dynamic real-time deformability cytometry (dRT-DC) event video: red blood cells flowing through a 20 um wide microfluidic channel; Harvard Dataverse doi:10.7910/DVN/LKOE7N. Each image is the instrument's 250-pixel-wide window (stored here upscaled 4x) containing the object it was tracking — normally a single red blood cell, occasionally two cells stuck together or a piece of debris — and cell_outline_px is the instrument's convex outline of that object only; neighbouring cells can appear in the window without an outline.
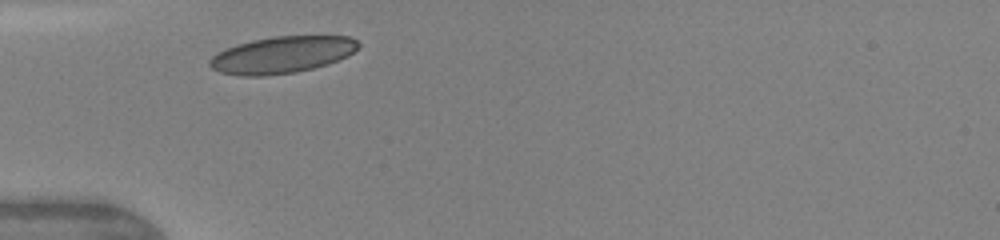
{"species": "human", "species_latin": "Homo sapiens", "temperature_condition": "warm", "stored_images_in_passage": 2, "camera_frame_rate_fps": 3000, "um_per_image_px": 0.085, "donor": {"sex": "female"}, "frame": {"image": 1, "passage_image": 1, "time_ms": 0.0, "image_size_px": [1000, 240], "cell_outline_px": [[360, 48], [348, 56], [328, 64], [296, 72], [264, 76], [240, 76], [220, 72], [212, 68], [208, 64], [208, 60], [216, 52], [236, 44], [252, 40], [272, 36], [348, 36], [356, 40], [360, 44]], "centroid_in_image_um": [23.96, 4.66], "position_along_channel_um": 61.0, "area_um2": 32.14}}